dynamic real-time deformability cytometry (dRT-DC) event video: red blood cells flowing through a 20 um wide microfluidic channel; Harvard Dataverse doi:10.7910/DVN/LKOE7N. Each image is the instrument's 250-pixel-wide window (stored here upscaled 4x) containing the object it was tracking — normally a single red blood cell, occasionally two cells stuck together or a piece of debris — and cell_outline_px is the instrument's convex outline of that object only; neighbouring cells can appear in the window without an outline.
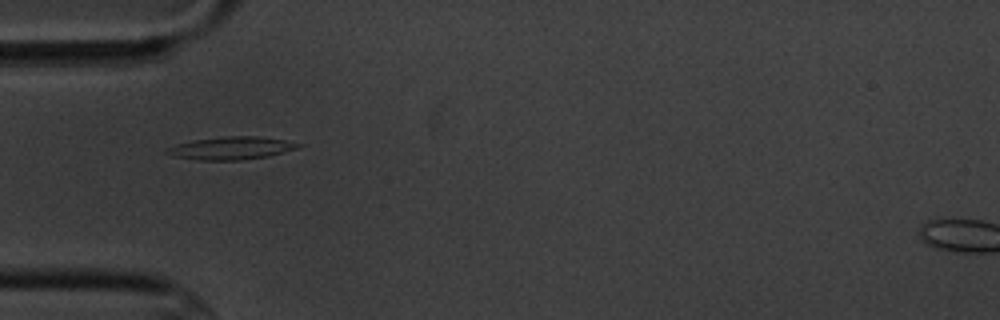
{"species": "common noctule bat (a hibernating species)", "species_latin": "Nyctalus noctula", "temperature_condition": "cold", "stored_images_in_passage": 12, "camera_frame_rate_fps": 3000, "um_per_image_px": 0.085, "animal": {"sex": "male", "body_mass_g": 20.1, "forearm_length_mm": 53.5}, "frame": {"image": 1, "passage_image": 1, "time_ms": 0.0, "image_size_px": [1000, 320], "cell_outline_px": [[304, 144], [296, 148], [268, 156], [240, 160], [200, 160], [172, 156], [164, 152], [164, 148], [176, 144], [192, 140], [224, 136], [256, 136], [284, 140]], "centroid_in_image_um": [19.58, 12.58], "position_along_channel_um": 65.4, "area_um2": 17.4}}
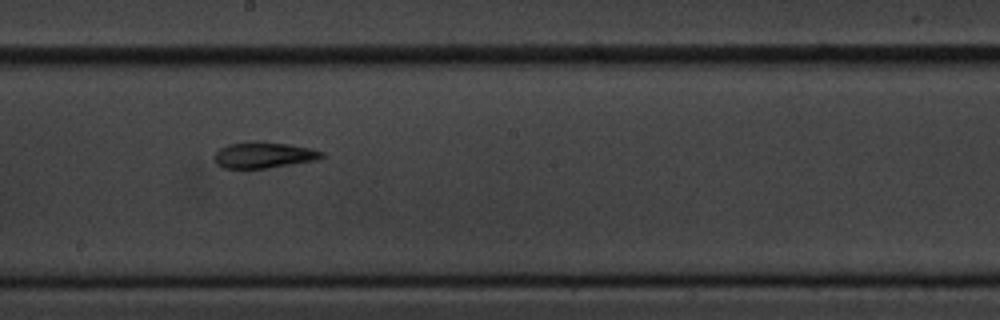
{"frame": {"image": 2, "passage_image": 5, "time_ms": 4.667, "image_size_px": [1000, 320], "cell_outline_px": [[324, 156], [316, 160], [268, 168], [224, 168], [216, 164], [216, 152], [220, 148], [228, 144], [248, 140], [264, 140], [288, 144], [308, 148], [324, 152]], "centroid_in_image_um": [22.4, 13.15], "position_along_channel_um": 225.8, "area_um2": 16.47}}
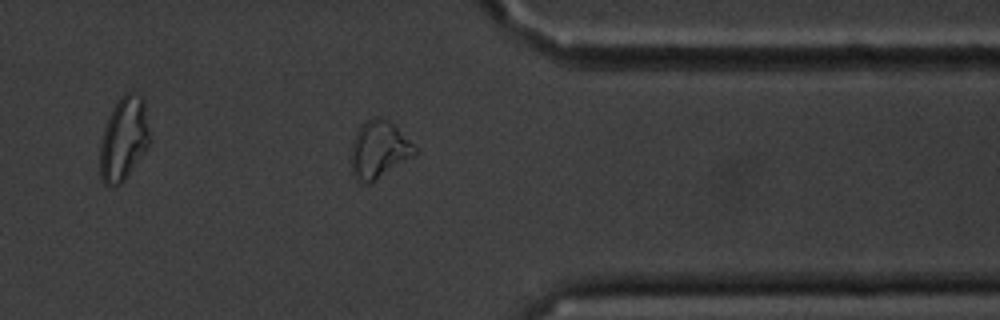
{"frame": {"image": 3, "passage_image": 9, "time_ms": 9.333, "image_size_px": [1000, 320], "cell_outline_px": [[416, 152], [412, 156], [368, 184], [364, 184], [356, 180], [352, 176], [352, 140], [360, 124], [364, 120], [372, 116], [380, 116], [388, 120], [416, 148]], "centroid_in_image_um": [32.14, 12.69], "position_along_channel_um": 379.3, "area_um2": 20.87}, "authors_computed_cell_mechanics": {"area_um2": 16.7042, "velocity_mm_per_s": 3.4431, "shape_relaxation_time_tau1_ms": 3.9042, "shape_relaxation_time_tau2_ms": 3.2247, "deformation_change_tau1": 0.1095, "deformation_change_tau2": 0.087}}